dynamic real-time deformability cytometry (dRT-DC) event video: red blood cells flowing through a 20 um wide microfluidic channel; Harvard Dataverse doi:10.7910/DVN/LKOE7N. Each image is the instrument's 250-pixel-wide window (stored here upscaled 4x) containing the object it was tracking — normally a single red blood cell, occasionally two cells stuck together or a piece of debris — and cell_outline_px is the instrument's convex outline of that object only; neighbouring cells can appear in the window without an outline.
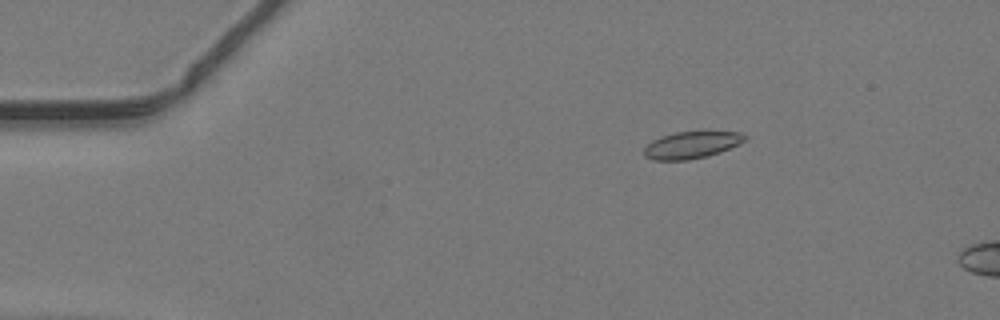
{"species": "common noctule bat (a hibernating species)", "species_latin": "Nyctalus noctula", "temperature_condition": "warm", "stored_images_in_passage": 41, "camera_frame_rate_fps": 3000, "um_per_image_px": 0.085, "animal": {"sex": "male", "body_mass_g": 19.2, "forearm_length_mm": 51.8}, "frame": {"image": 1, "passage_image": 1, "time_ms": 0.0, "image_size_px": [1000, 320], "cell_outline_px": [[748, 136], [744, 140], [720, 152], [708, 156], [688, 160], [652, 160], [644, 156], [644, 148], [652, 140], [660, 136], [676, 132], [740, 132]], "centroid_in_image_um": [58.73, 12.33], "position_along_channel_um": 26.3, "area_um2": 15.66}}
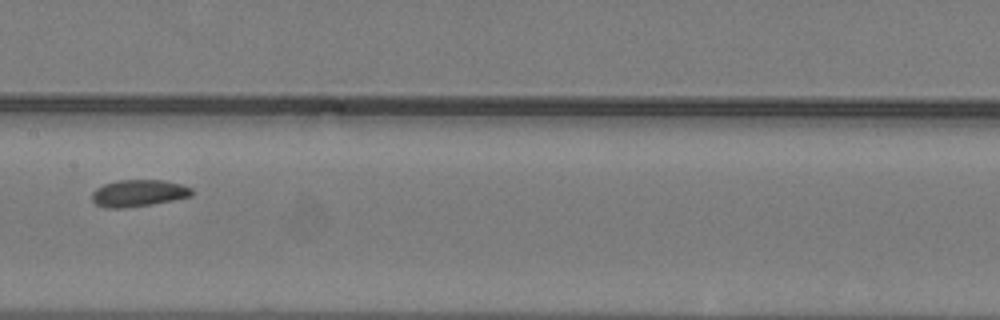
{"frame": {"image": 2, "passage_image": 18, "time_ms": 5.667, "image_size_px": [1000, 320], "cell_outline_px": [[192, 196], [152, 204], [124, 208], [104, 208], [96, 204], [92, 200], [92, 192], [96, 188], [104, 184], [120, 180], [164, 180], [180, 184], [192, 188]], "centroid_in_image_um": [11.75, 16.42], "position_along_channel_um": 195.6, "area_um2": 15.61}}
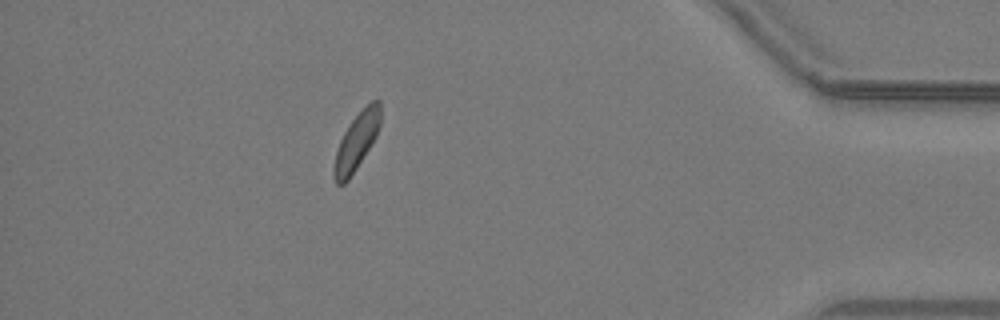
{"frame": {"image": 3, "passage_image": 36, "time_ms": 11.667, "image_size_px": [1000, 320], "cell_outline_px": [[380, 124], [376, 136], [356, 168], [348, 180], [344, 184], [336, 184], [332, 172], [336, 152], [340, 140], [348, 124], [372, 100], [380, 100]], "centroid_in_image_um": [30.28, 12.04], "position_along_channel_um": 404.9, "area_um2": 15.09}}